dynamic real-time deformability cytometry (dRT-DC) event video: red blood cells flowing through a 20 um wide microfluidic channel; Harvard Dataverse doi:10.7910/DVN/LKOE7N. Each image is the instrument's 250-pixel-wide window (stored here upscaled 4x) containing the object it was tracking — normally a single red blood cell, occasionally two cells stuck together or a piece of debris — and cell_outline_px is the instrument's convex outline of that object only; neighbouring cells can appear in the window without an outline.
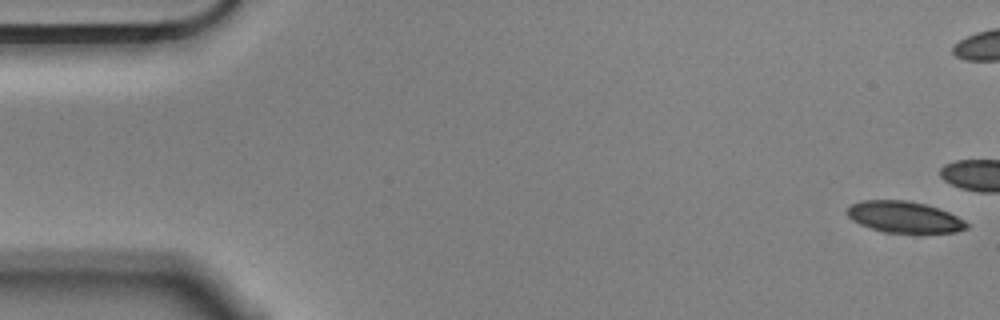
{"species": "Egyptian fruit bat (a non-hibernating species)", "species_latin": "Rousettus aegyptiacus", "temperature_condition": "cold", "stored_images_in_passage": 17, "camera_frame_rate_fps": 3000, "um_per_image_px": 0.085, "animal": {"sex": "male"}, "frame": {"image": 1, "passage_image": 1, "time_ms": 0.0, "image_size_px": [1000, 320], "cell_outline_px": [[968, 228], [956, 232], [884, 232], [860, 224], [852, 220], [844, 212], [852, 204], [860, 200], [908, 200], [928, 204], [948, 212], [964, 220], [968, 224]], "centroid_in_image_um": [76.84, 18.43], "position_along_channel_um": 8.2, "area_um2": 21.79}}